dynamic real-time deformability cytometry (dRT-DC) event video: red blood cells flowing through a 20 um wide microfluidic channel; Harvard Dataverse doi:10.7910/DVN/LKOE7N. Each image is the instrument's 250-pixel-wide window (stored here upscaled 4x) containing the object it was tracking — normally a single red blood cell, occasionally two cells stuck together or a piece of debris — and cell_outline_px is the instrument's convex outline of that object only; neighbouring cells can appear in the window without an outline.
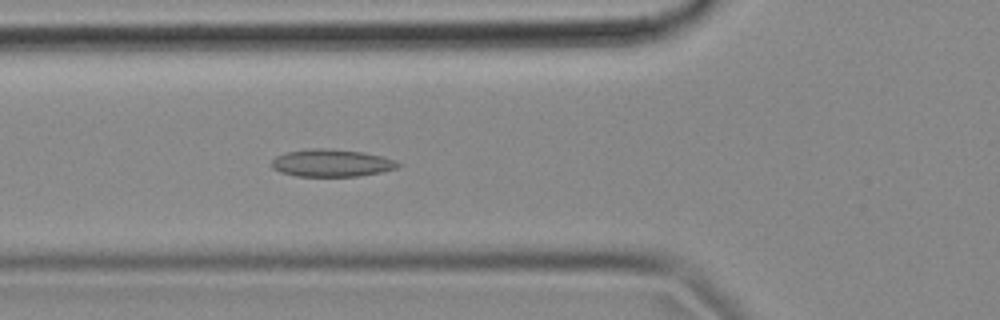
{"species": "common noctule bat (a hibernating species)", "species_latin": "Nyctalus noctula", "temperature_condition": "cold", "stored_images_in_passage": 54, "camera_frame_rate_fps": 3000, "um_per_image_px": 0.085, "animal": {"sex": "female", "body_mass_g": 18.4}, "frame": {"image": 1, "passage_image": 19, "time_ms": 6.0, "image_size_px": [1000, 320], "cell_outline_px": [[400, 164], [396, 168], [380, 172], [360, 176], [296, 176], [280, 172], [272, 168], [272, 160], [276, 156], [288, 152], [308, 148], [324, 148], [364, 152], [380, 156], [392, 160]], "centroid_in_image_um": [28.13, 13.85], "position_along_channel_um": 97.7, "area_um2": 20.0}}
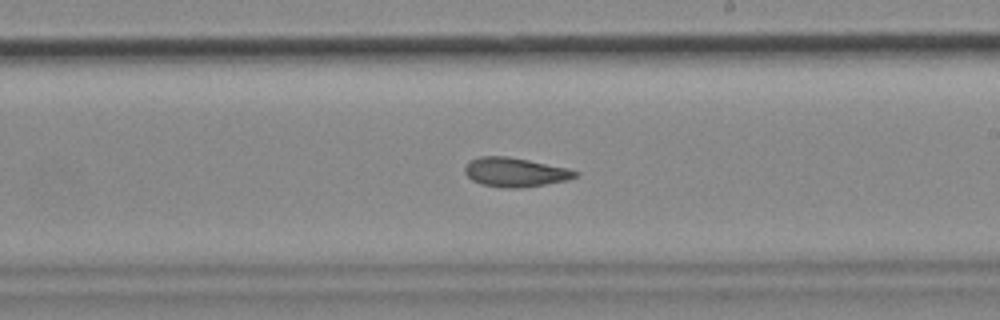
{"frame": {"image": 2, "passage_image": 31, "time_ms": 10.0, "image_size_px": [1000, 320], "cell_outline_px": [[580, 172], [576, 176], [568, 180], [524, 188], [500, 188], [480, 184], [472, 180], [464, 172], [464, 168], [472, 160], [480, 156], [508, 156], [568, 168]], "centroid_in_image_um": [43.79, 14.65], "position_along_channel_um": 245.2, "area_um2": 18.84}}
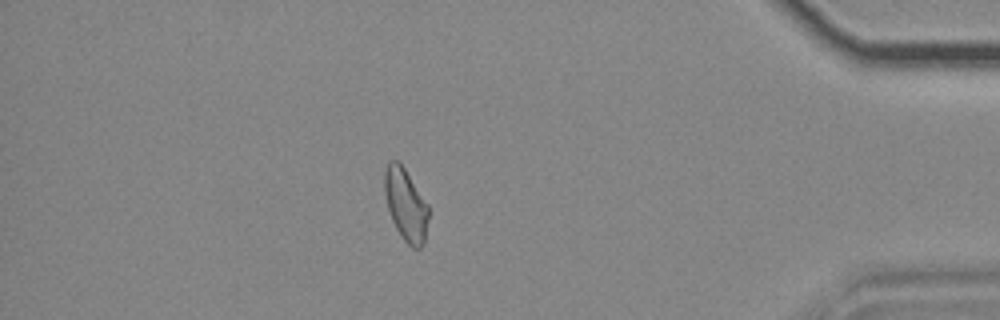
{"frame": {"image": 3, "passage_image": 47, "time_ms": 15.333, "image_size_px": [1000, 320], "cell_outline_px": [[428, 220], [424, 244], [420, 248], [412, 248], [404, 240], [396, 228], [392, 220], [388, 208], [384, 192], [384, 172], [388, 160], [396, 160], [404, 168], [428, 204]], "centroid_in_image_um": [34.48, 17.4], "position_along_channel_um": 400.7, "area_um2": 18.44}, "authors_computed_cell_mechanics": {"area_um2": 19.2474, "velocity_mm_per_s": 3.6949, "shape_relaxation_time_tau1_ms": null, "shape_relaxation_time_tau2_ms": 3.4785, "deformation_change_tau1": null, "deformation_change_tau2": 0.0953}}